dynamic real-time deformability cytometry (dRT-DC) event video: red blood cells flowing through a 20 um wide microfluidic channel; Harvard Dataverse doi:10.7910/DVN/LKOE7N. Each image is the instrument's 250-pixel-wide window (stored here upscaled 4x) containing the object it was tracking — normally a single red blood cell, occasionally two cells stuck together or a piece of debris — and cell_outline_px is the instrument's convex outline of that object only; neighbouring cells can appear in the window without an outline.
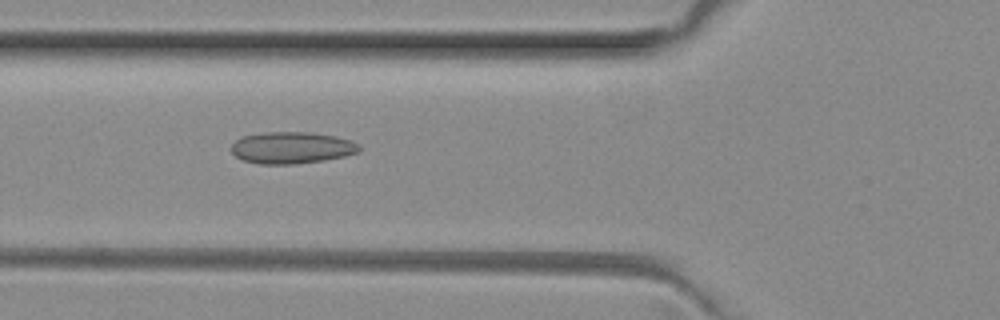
{"species": "common noctule bat (a hibernating species)", "species_latin": "Nyctalus noctula", "temperature_condition": "room temperature", "stored_images_in_passage": 8, "camera_frame_rate_fps": 3000, "um_per_image_px": 0.085, "animal": {"sex": "female", "body_mass_g": 29.2, "forearm_length_mm": 56.3}, "frame": {"image": 1, "passage_image": 5, "time_ms": 1.333, "image_size_px": [1000, 320], "cell_outline_px": [[360, 152], [344, 156], [324, 160], [296, 164], [260, 164], [244, 160], [236, 156], [232, 152], [232, 144], [236, 140], [244, 136], [268, 132], [312, 132], [336, 136], [352, 140], [360, 144]], "centroid_in_image_um": [24.85, 12.55], "position_along_channel_um": 100.9, "area_um2": 23.7}}
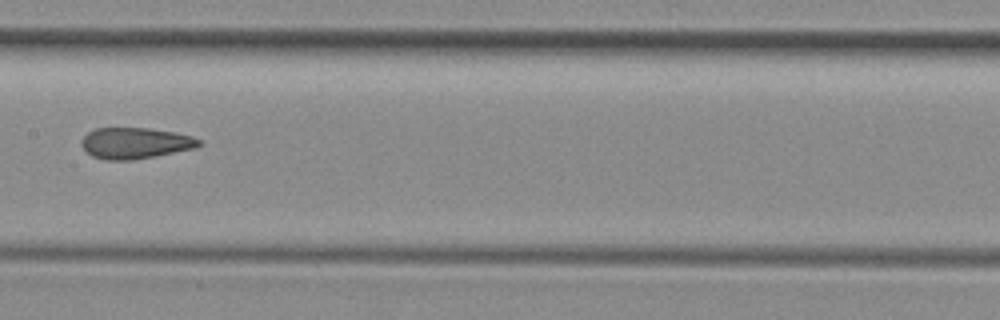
{"frame": {"image": 2, "passage_image": 7, "time_ms": 2.0, "image_size_px": [1000, 320], "cell_outline_px": [[204, 144], [196, 148], [156, 156], [132, 160], [104, 160], [92, 156], [80, 144], [84, 136], [88, 132], [96, 128], [148, 128], [176, 132], [192, 136], [200, 140]], "centroid_in_image_um": [11.53, 12.17], "position_along_channel_um": 195.9, "area_um2": 21.44}}
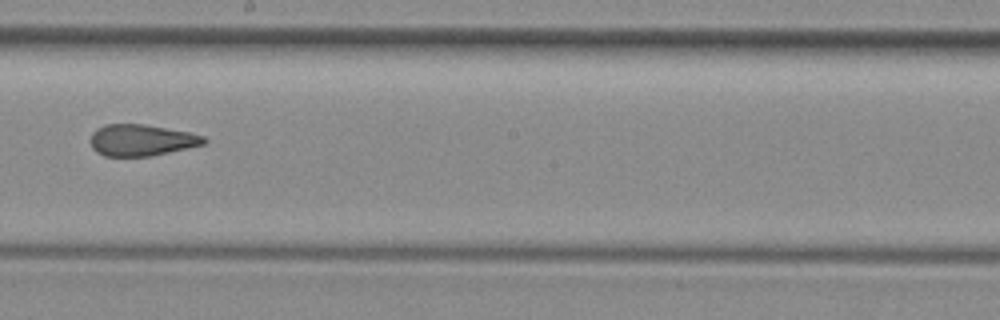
{"frame": {"image": 3, "passage_image": 8, "time_ms": 2.333, "image_size_px": [1000, 320], "cell_outline_px": [[208, 140], [204, 144], [168, 152], [148, 156], [104, 156], [96, 152], [92, 148], [92, 132], [96, 128], [104, 124], [144, 124], [188, 132], [204, 136]], "centroid_in_image_um": [12.0, 11.9], "position_along_channel_um": 236.2, "area_um2": 20.63}}